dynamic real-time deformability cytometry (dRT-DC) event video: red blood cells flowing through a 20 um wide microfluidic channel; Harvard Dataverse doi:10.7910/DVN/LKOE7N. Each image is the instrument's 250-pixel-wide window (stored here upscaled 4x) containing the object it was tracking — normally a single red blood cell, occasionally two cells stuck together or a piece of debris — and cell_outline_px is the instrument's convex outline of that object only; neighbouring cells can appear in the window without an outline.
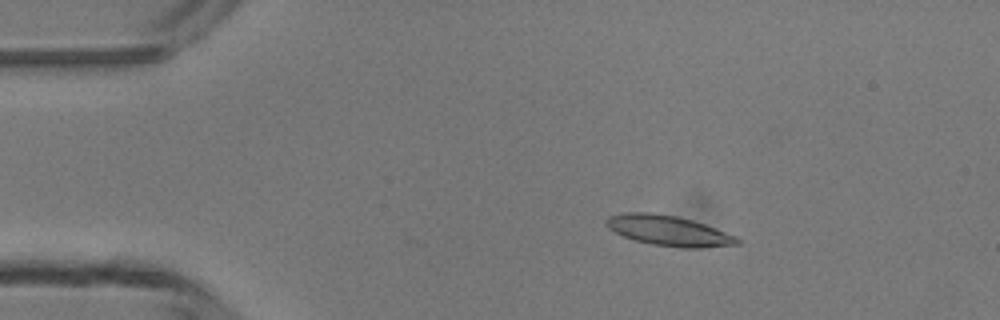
{"species": "common noctule bat (a hibernating species)", "species_latin": "Nyctalus noctula", "temperature_condition": "room temperature", "stored_images_in_passage": 6, "camera_frame_rate_fps": 3000, "um_per_image_px": 0.085, "animal": {"sex": "male", "body_mass_g": 13.3}, "frame": {"image": 1, "passage_image": 2, "time_ms": 1.333, "image_size_px": [1000, 320], "cell_outline_px": [[740, 244], [700, 248], [680, 248], [652, 244], [636, 240], [624, 236], [608, 228], [604, 224], [604, 220], [608, 216], [624, 212], [648, 212], [676, 216], [692, 220], [704, 224], [736, 236], [740, 240]], "centroid_in_image_um": [56.81, 19.6], "position_along_channel_um": 28.2, "area_um2": 23.06}}
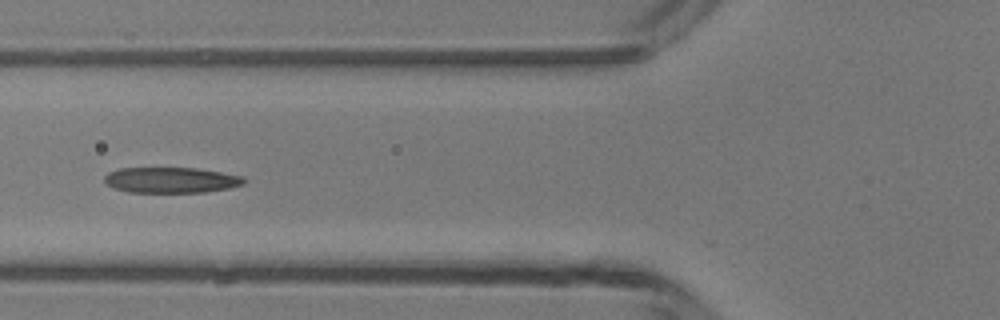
{"frame": {"image": 2, "passage_image": 5, "time_ms": 4.667, "image_size_px": [1000, 320], "cell_outline_px": [[244, 184], [228, 188], [204, 192], [128, 192], [104, 184], [104, 176], [108, 172], [120, 168], [196, 168], [244, 176]], "centroid_in_image_um": [14.51, 15.3], "position_along_channel_um": 111.3, "area_um2": 20.81}}
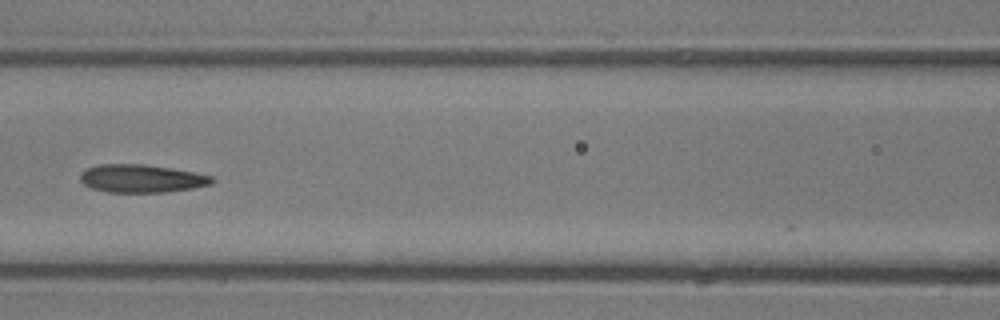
{"frame": {"image": 3, "passage_image": 6, "time_ms": 5.667, "image_size_px": [1000, 320], "cell_outline_px": [[216, 180], [212, 184], [192, 188], [164, 192], [108, 192], [92, 188], [84, 184], [80, 180], [80, 172], [88, 168], [100, 164], [144, 164], [172, 168], [196, 172], [212, 176]], "centroid_in_image_um": [12.05, 15.17], "position_along_channel_um": 154.5, "area_um2": 21.56}}